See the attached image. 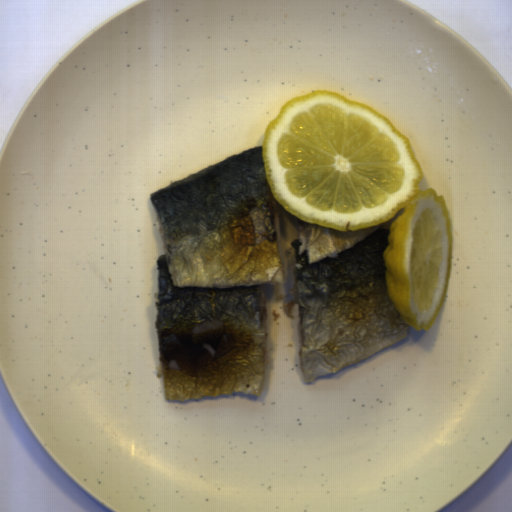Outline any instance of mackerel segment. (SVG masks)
I'll list each match as a JSON object with an SVG mask.
<instances>
[{
  "label": "mackerel segment",
  "instance_id": "1",
  "mask_svg": "<svg viewBox=\"0 0 512 512\" xmlns=\"http://www.w3.org/2000/svg\"><path fill=\"white\" fill-rule=\"evenodd\" d=\"M157 257V378L167 401L245 393L266 381L267 297L285 283L262 145L150 194Z\"/></svg>",
  "mask_w": 512,
  "mask_h": 512
},
{
  "label": "mackerel segment",
  "instance_id": "2",
  "mask_svg": "<svg viewBox=\"0 0 512 512\" xmlns=\"http://www.w3.org/2000/svg\"><path fill=\"white\" fill-rule=\"evenodd\" d=\"M286 264L281 305H298L304 382L336 374L396 345L408 324L389 298L383 253L389 228L339 231L304 222L277 203Z\"/></svg>",
  "mask_w": 512,
  "mask_h": 512
}]
</instances>
